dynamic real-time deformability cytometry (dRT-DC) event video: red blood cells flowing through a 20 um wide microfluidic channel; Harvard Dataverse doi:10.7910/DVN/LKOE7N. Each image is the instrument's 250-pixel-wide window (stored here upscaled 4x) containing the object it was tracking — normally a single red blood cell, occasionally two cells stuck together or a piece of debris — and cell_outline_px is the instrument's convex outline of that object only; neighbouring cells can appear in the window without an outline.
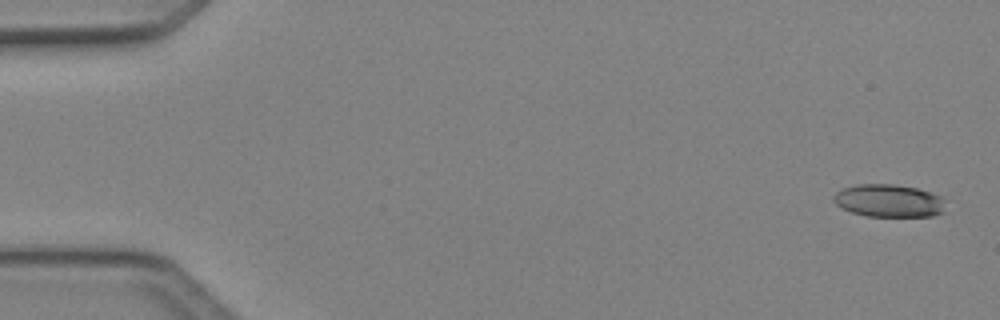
{"species": "Egyptian fruit bat (a non-hibernating species)", "species_latin": "Rousettus aegyptiacus", "temperature_condition": "cold", "stored_images_in_passage": 5, "camera_frame_rate_fps": 3000, "um_per_image_px": 0.085, "animal": {"sex": "female"}, "frame": {"image": 1, "passage_image": 1, "time_ms": 0.0, "image_size_px": [1000, 320], "cell_outline_px": [[944, 212], [932, 216], [868, 216], [852, 212], [840, 208], [832, 200], [832, 196], [836, 192], [844, 188], [860, 184], [892, 184], [916, 188], [940, 196], [944, 200]], "centroid_in_image_um": [75.52, 17.07], "position_along_channel_um": 9.5, "area_um2": 21.27}}
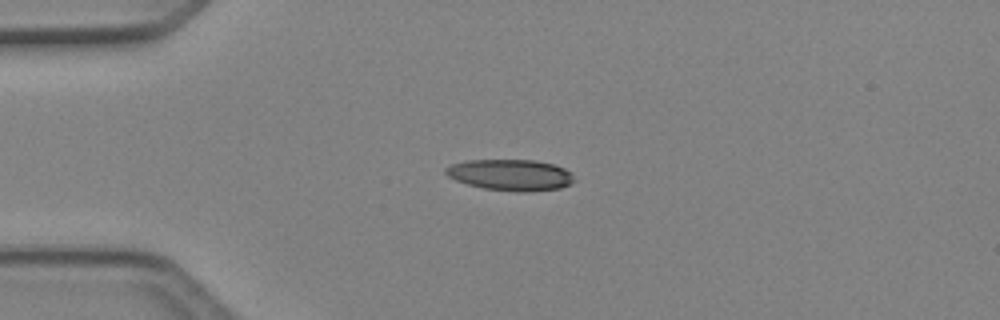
{"frame": {"image": 2, "passage_image": 4, "time_ms": 1.0, "image_size_px": [1000, 320], "cell_outline_px": [[576, 180], [560, 188], [528, 192], [516, 192], [484, 188], [468, 184], [456, 180], [448, 176], [444, 172], [444, 168], [452, 164], [468, 160], [536, 160], [552, 164], [564, 168]], "centroid_in_image_um": [43.37, 14.87], "position_along_channel_um": 41.6, "area_um2": 23.24}}